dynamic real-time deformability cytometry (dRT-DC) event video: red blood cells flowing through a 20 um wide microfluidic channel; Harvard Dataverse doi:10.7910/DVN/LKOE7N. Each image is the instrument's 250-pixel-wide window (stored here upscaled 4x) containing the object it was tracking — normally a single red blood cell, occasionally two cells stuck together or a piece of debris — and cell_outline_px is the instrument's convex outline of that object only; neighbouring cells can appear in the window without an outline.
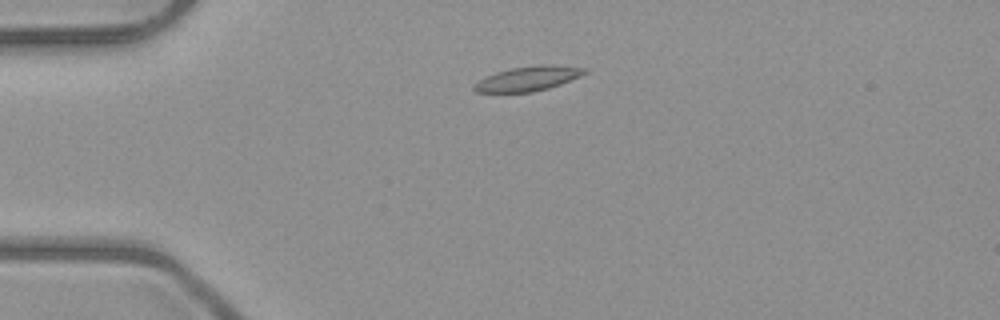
{"species": "common noctule bat (a hibernating species)", "species_latin": "Nyctalus noctula", "temperature_condition": "room temperature", "stored_images_in_passage": 2, "camera_frame_rate_fps": 3000, "um_per_image_px": 0.085, "animal": {"sex": "male", "body_mass_g": 23.1, "forearm_length_mm": 52.7}, "frame": {"image": 1, "passage_image": 1, "time_ms": 0.0, "image_size_px": [1000, 320], "cell_outline_px": [[588, 72], [580, 76], [560, 84], [548, 88], [532, 92], [476, 92], [472, 88], [480, 80], [496, 72], [512, 68], [540, 64], [552, 64], [588, 68]], "centroid_in_image_um": [44.94, 6.67], "position_along_channel_um": 40.1, "area_um2": 15.72}}